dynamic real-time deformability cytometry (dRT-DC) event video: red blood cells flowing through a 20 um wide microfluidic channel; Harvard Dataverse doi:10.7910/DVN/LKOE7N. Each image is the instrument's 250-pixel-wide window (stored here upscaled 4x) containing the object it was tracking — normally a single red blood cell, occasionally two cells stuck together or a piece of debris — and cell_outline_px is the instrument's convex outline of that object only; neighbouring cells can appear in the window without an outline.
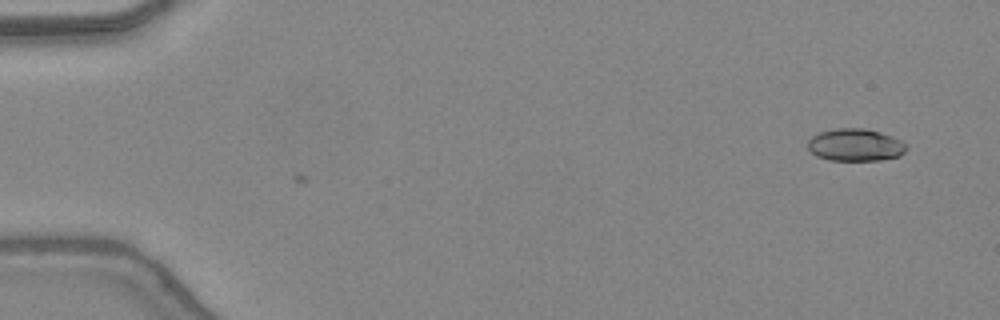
{"species": "common noctule bat (a hibernating species)", "species_latin": "Nyctalus noctula", "temperature_condition": "warm", "stored_images_in_passage": 4, "camera_frame_rate_fps": 3000, "um_per_image_px": 0.085, "animal": {"sex": "female", "body_mass_g": 24.6, "forearm_length_mm": 56.2}, "frame": {"image": 1, "passage_image": 4, "time_ms": 1.0, "image_size_px": [1000, 320], "cell_outline_px": [[908, 148], [900, 156], [880, 160], [828, 160], [816, 156], [808, 148], [808, 140], [812, 136], [820, 132], [836, 128], [864, 128], [880, 132], [892, 136], [900, 140]], "centroid_in_image_um": [72.7, 12.32], "position_along_channel_um": 12.3, "area_um2": 18.61}}